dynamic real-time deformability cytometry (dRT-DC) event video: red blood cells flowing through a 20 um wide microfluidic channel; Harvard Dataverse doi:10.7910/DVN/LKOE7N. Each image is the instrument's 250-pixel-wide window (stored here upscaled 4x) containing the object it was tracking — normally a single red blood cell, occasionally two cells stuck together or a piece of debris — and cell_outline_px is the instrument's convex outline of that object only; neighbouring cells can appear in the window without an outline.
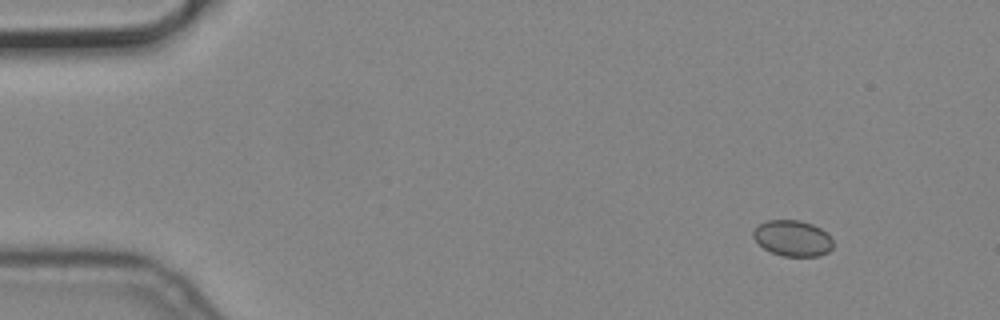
{"species": "common noctule bat (a hibernating species)", "species_latin": "Nyctalus noctula", "temperature_condition": "cold", "stored_images_in_passage": 3, "camera_frame_rate_fps": 3000, "um_per_image_px": 0.085, "animal": {"sex": "male", "body_mass_g": 19.2, "forearm_length_mm": 51.8}, "frame": {"image": 1, "passage_image": 1, "time_ms": 0.0, "image_size_px": [1000, 320], "cell_outline_px": [[832, 248], [828, 252], [820, 256], [784, 256], [772, 252], [764, 248], [752, 236], [752, 228], [768, 220], [800, 220], [812, 224], [820, 228], [832, 240]], "centroid_in_image_um": [67.35, 20.24], "position_along_channel_um": 17.7, "area_um2": 16.59}}
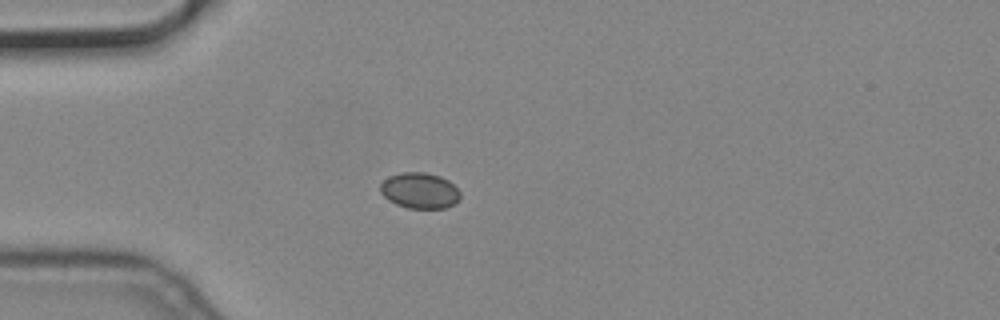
{"frame": {"image": 2, "passage_image": 3, "time_ms": 0.667, "image_size_px": [1000, 320], "cell_outline_px": [[460, 200], [444, 208], [408, 208], [396, 204], [388, 200], [380, 192], [380, 184], [388, 176], [400, 172], [424, 172], [440, 176], [448, 180], [460, 192]], "centroid_in_image_um": [35.65, 16.19], "position_along_channel_um": 49.3, "area_um2": 16.7}}